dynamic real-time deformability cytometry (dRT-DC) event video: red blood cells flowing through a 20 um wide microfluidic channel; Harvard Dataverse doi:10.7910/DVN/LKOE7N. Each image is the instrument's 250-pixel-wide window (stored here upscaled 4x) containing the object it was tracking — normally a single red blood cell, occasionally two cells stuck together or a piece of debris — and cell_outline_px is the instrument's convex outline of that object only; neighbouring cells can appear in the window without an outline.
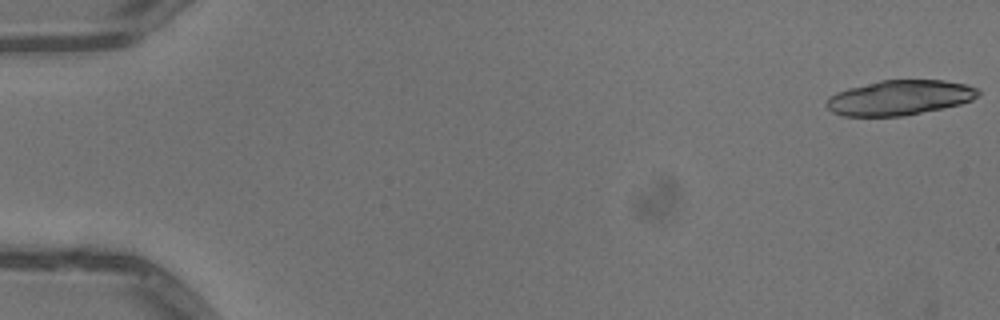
{"species": "common noctule bat (a hibernating species)", "species_latin": "Nyctalus noctula", "temperature_condition": "warm", "stored_images_in_passage": 16, "camera_frame_rate_fps": 3000, "um_per_image_px": 0.085, "animal": {"sex": "male", "body_mass_g": 13.3}, "frame": {"image": 1, "passage_image": 1, "time_ms": 0.0, "image_size_px": [1000, 320], "cell_outline_px": [[980, 92], [972, 100], [960, 104], [904, 116], [844, 116], [832, 112], [828, 108], [828, 96], [836, 92], [848, 88], [880, 80], [944, 80], [968, 84], [980, 88]], "centroid_in_image_um": [76.49, 8.29], "position_along_channel_um": 8.5, "area_um2": 30.92}}